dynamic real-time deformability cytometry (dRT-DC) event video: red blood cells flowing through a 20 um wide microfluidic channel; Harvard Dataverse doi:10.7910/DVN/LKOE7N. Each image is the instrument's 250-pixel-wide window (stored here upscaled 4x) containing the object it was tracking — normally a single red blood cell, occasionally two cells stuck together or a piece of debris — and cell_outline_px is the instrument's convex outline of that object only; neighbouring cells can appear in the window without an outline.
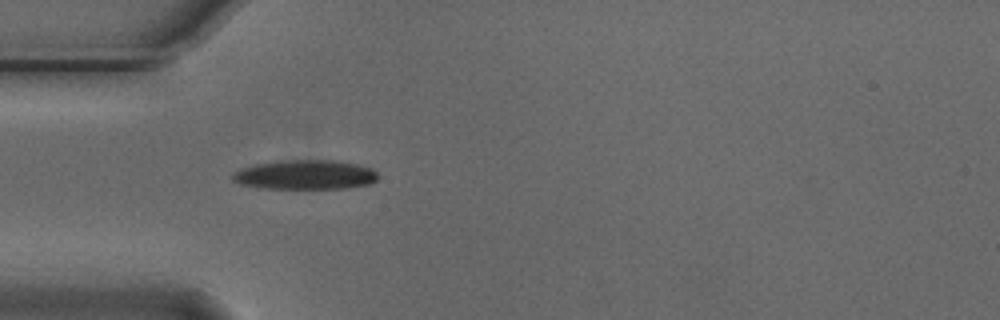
{"species": "Egyptian fruit bat (a non-hibernating species)", "species_latin": "Rousettus aegyptiacus", "temperature_condition": "cold", "stored_images_in_passage": 1, "camera_frame_rate_fps": 3000, "um_per_image_px": 0.085, "animal": {"sex": "male"}, "frame": {"image": 1, "passage_image": 1, "time_ms": 0.0, "image_size_px": [1000, 320], "cell_outline_px": [[376, 180], [368, 184], [344, 188], [260, 188], [240, 184], [232, 180], [232, 172], [240, 168], [256, 164], [292, 160], [336, 160], [356, 164], [372, 168], [376, 172]], "centroid_in_image_um": [25.91, 14.85], "position_along_channel_um": 59.1, "area_um2": 24.74}}